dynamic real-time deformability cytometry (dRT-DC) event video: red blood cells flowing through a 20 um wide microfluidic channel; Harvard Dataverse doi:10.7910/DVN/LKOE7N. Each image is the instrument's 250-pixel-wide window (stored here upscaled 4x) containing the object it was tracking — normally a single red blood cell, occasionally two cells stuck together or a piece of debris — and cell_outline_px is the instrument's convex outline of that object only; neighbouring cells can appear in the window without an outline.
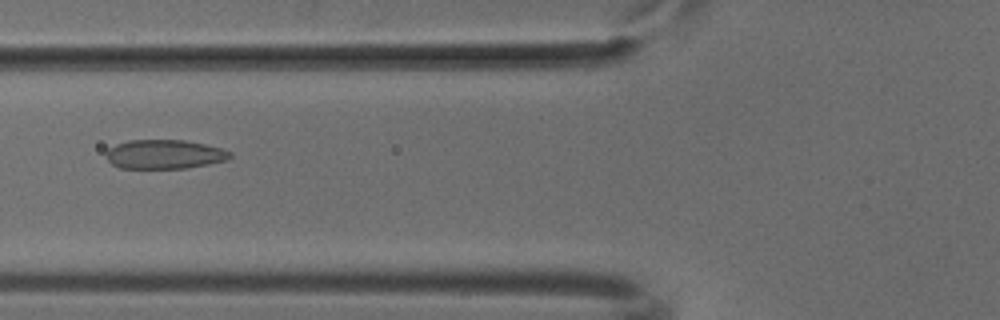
{"species": "common noctule bat (a hibernating species)", "species_latin": "Nyctalus noctula", "temperature_condition": "cold", "stored_images_in_passage": 51, "camera_frame_rate_fps": 3000, "um_per_image_px": 0.085, "animal": {"sex": "male", "body_mass_g": 18.8}, "frame": {"image": 1, "passage_image": 20, "time_ms": 6.333, "image_size_px": [1000, 320], "cell_outline_px": [[232, 156], [228, 160], [188, 168], [120, 168], [112, 164], [108, 160], [104, 152], [108, 148], [116, 144], [128, 140], [184, 140], [204, 144], [220, 148], [232, 152]], "centroid_in_image_um": [13.96, 13.11], "position_along_channel_um": 111.8, "area_um2": 21.15}}
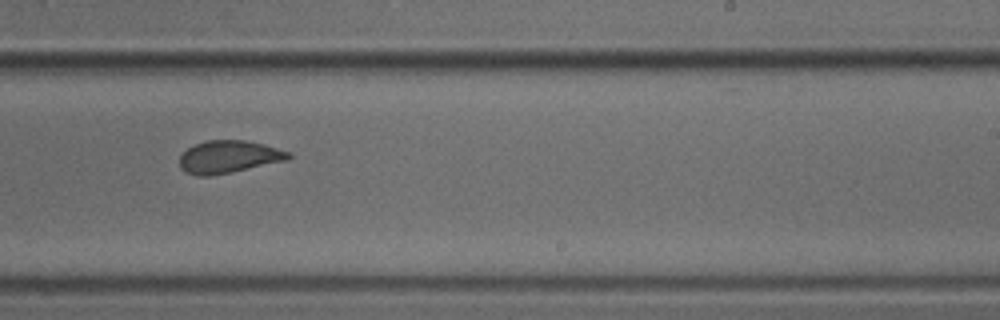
{"frame": {"image": 2, "passage_image": 32, "time_ms": 10.333, "image_size_px": [1000, 320], "cell_outline_px": [[292, 156], [288, 160], [232, 172], [212, 176], [196, 176], [184, 172], [180, 168], [180, 156], [188, 148], [196, 144], [208, 140], [244, 140], [264, 144], [292, 152]], "centroid_in_image_um": [19.46, 13.34], "position_along_channel_um": 269.5, "area_um2": 20.81}}
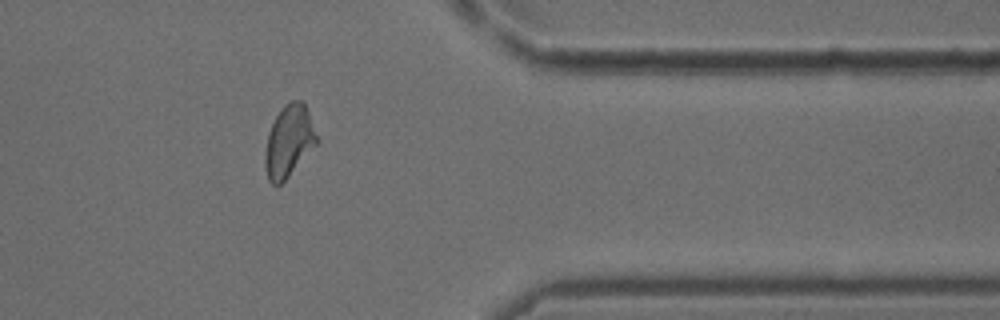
{"frame": {"image": 3, "passage_image": 42, "time_ms": 13.667, "image_size_px": [1000, 320], "cell_outline_px": [[316, 144], [288, 176], [276, 188], [268, 180], [264, 164], [264, 156], [268, 132], [280, 108], [288, 100], [304, 100], [316, 136]], "centroid_in_image_um": [24.51, 11.98], "position_along_channel_um": 386.9, "area_um2": 21.39}}